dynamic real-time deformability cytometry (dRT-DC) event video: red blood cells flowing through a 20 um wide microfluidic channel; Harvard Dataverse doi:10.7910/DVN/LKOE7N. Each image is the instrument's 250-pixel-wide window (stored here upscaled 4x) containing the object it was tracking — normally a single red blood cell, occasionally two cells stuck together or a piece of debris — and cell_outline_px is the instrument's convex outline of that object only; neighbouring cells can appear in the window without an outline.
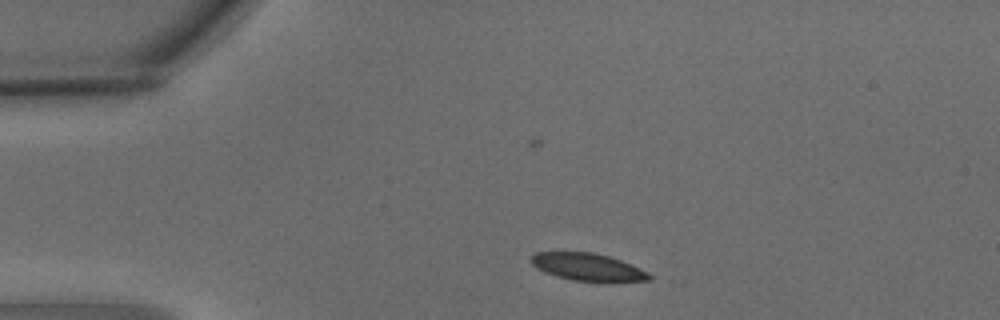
{"species": "common noctule bat (a hibernating species)", "species_latin": "Nyctalus noctula", "temperature_condition": "warm", "stored_images_in_passage": 2, "camera_frame_rate_fps": 3000, "um_per_image_px": 0.085, "animal": {"sex": "male", "body_mass_g": 15.6}, "frame": {"image": 1, "passage_image": 1, "time_ms": 0.0, "image_size_px": [1000, 320], "cell_outline_px": [[652, 280], [608, 284], [572, 280], [556, 276], [544, 272], [536, 268], [532, 264], [532, 256], [536, 252], [592, 252], [608, 256], [620, 260], [648, 272], [652, 276]], "centroid_in_image_um": [50.02, 22.75], "position_along_channel_um": 35.0, "area_um2": 19.42}}